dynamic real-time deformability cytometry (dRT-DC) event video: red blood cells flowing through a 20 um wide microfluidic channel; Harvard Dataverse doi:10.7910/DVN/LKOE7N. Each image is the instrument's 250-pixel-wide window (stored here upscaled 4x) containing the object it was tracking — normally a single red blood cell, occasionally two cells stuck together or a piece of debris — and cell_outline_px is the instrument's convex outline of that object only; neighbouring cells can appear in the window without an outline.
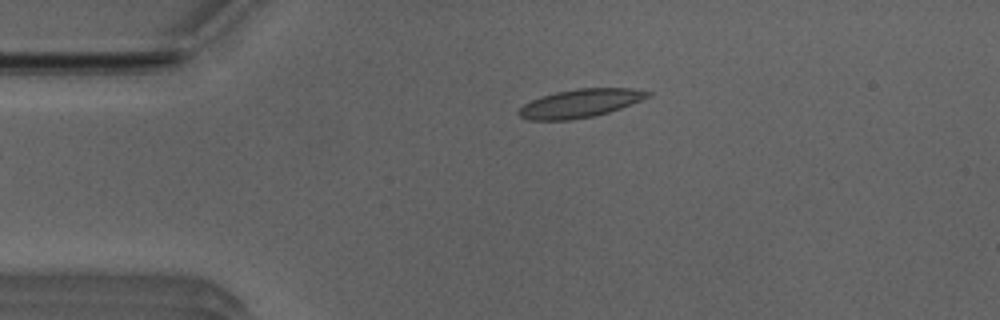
{"species": "Egyptian fruit bat (a non-hibernating species)", "species_latin": "Rousettus aegyptiacus", "temperature_condition": "room temperature", "stored_images_in_passage": 41, "camera_frame_rate_fps": 3000, "um_per_image_px": 0.085, "animal": {"sex": "male"}, "frame": {"image": 1, "passage_image": 1, "time_ms": 0.0, "image_size_px": [1000, 320], "cell_outline_px": [[652, 96], [620, 108], [608, 112], [592, 116], [572, 120], [528, 120], [520, 116], [516, 112], [524, 104], [532, 100], [556, 92], [576, 88], [632, 88], [652, 92]], "centroid_in_image_um": [49.33, 8.78], "position_along_channel_um": 35.7, "area_um2": 21.21}}
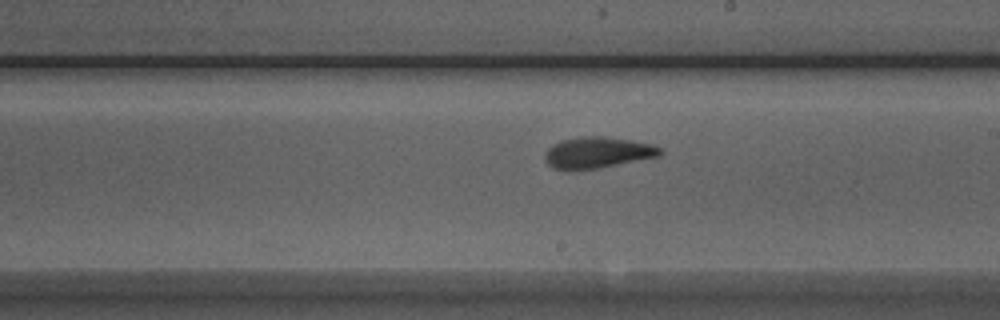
{"frame": {"image": 2, "passage_image": 19, "time_ms": 6.0, "image_size_px": [1000, 320], "cell_outline_px": [[664, 152], [660, 156], [600, 168], [568, 172], [552, 168], [544, 160], [544, 152], [552, 144], [560, 140], [580, 136], [604, 136], [632, 140], [652, 144], [664, 148]], "centroid_in_image_um": [50.76, 12.98], "position_along_channel_um": 238.2, "area_um2": 21.73}}
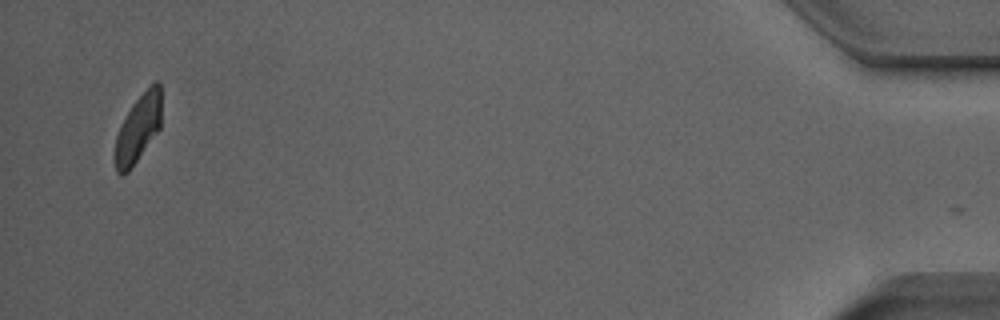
{"frame": {"image": 3, "passage_image": 40, "time_ms": 13.0, "image_size_px": [1000, 320], "cell_outline_px": [[160, 128], [128, 172], [120, 176], [116, 172], [112, 156], [116, 136], [132, 104], [156, 80], [160, 84]], "centroid_in_image_um": [11.69, 11.0], "position_along_channel_um": 423.5, "area_um2": 18.09}}